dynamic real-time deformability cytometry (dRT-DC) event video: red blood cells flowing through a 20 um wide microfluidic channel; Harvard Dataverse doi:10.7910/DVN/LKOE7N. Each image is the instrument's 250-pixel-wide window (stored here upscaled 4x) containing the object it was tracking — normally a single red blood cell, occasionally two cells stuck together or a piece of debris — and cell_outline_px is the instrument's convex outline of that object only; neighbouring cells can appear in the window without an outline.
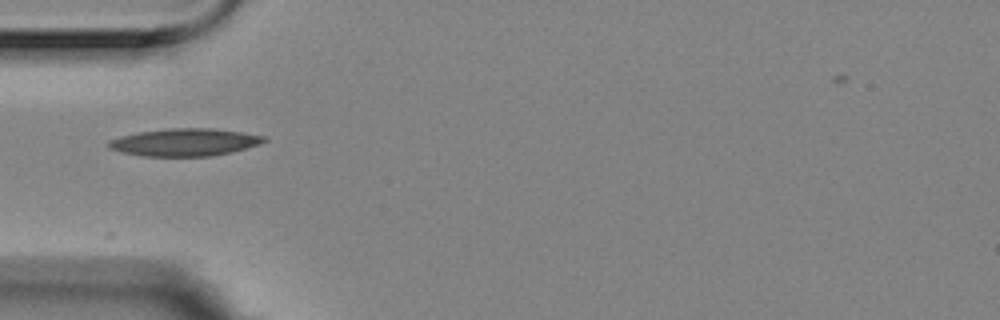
{"species": "Egyptian fruit bat (a non-hibernating species)", "species_latin": "Rousettus aegyptiacus", "temperature_condition": "room temperature", "stored_images_in_passage": 40, "camera_frame_rate_fps": 3000, "um_per_image_px": 0.085, "animal": {"sex": "female"}, "frame": {"image": 1, "passage_image": 1, "time_ms": 0.0, "image_size_px": [1000, 320], "cell_outline_px": [[268, 140], [260, 144], [248, 148], [232, 152], [212, 156], [144, 156], [124, 152], [108, 148], [108, 140], [120, 136], [136, 132], [168, 128], [212, 128], [268, 136]], "centroid_in_image_um": [15.73, 12.08], "position_along_channel_um": 69.3, "area_um2": 25.09}}
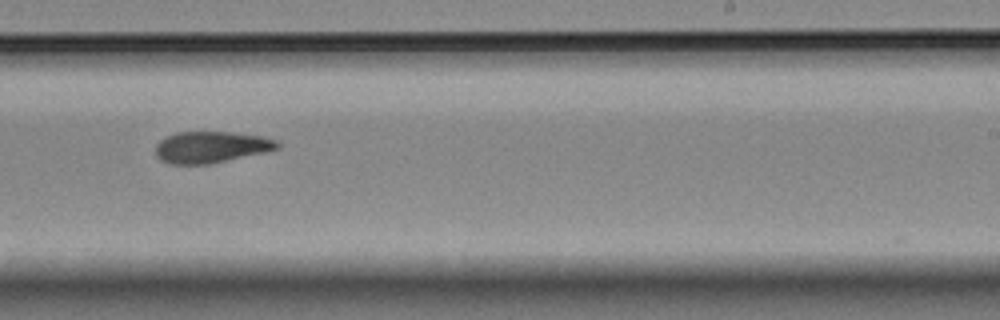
{"frame": {"image": 2, "passage_image": 18, "time_ms": 5.667, "image_size_px": [1000, 320], "cell_outline_px": [[280, 148], [264, 152], [208, 164], [172, 164], [160, 160], [156, 156], [156, 144], [164, 136], [176, 132], [232, 132], [260, 136], [276, 140], [280, 144]], "centroid_in_image_um": [17.9, 12.49], "position_along_channel_um": 271.1, "area_um2": 22.25}}
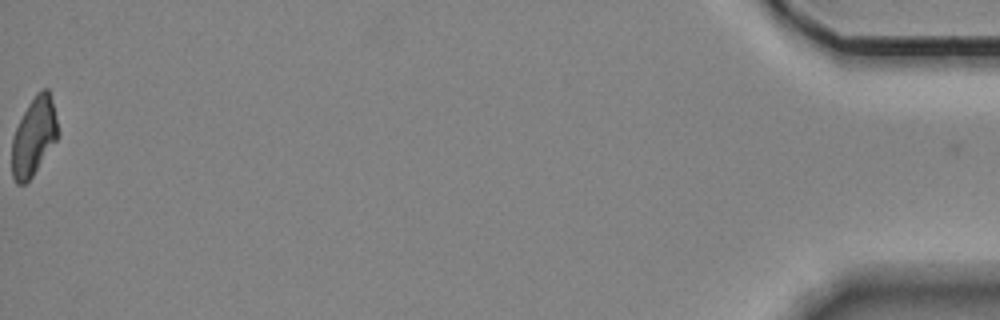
{"frame": {"image": 3, "passage_image": 40, "time_ms": 13.0, "image_size_px": [1000, 320], "cell_outline_px": [[60, 132], [56, 140], [32, 176], [24, 184], [16, 184], [12, 176], [12, 140], [16, 128], [28, 104], [36, 92], [44, 88], [48, 88], [52, 100]], "centroid_in_image_um": [2.88, 11.59], "position_along_channel_um": 432.3, "area_um2": 20.81}, "authors_computed_cell_mechanics": {"area_um2": 22.542, "velocity_mm_per_s": 3.5488, "shape_relaxation_time_tau1_ms": 5.0134, "shape_relaxation_time_tau2_ms": 6.8601, "deformation_change_tau1": 0.1732, "deformation_change_tau2": 0.1462}}